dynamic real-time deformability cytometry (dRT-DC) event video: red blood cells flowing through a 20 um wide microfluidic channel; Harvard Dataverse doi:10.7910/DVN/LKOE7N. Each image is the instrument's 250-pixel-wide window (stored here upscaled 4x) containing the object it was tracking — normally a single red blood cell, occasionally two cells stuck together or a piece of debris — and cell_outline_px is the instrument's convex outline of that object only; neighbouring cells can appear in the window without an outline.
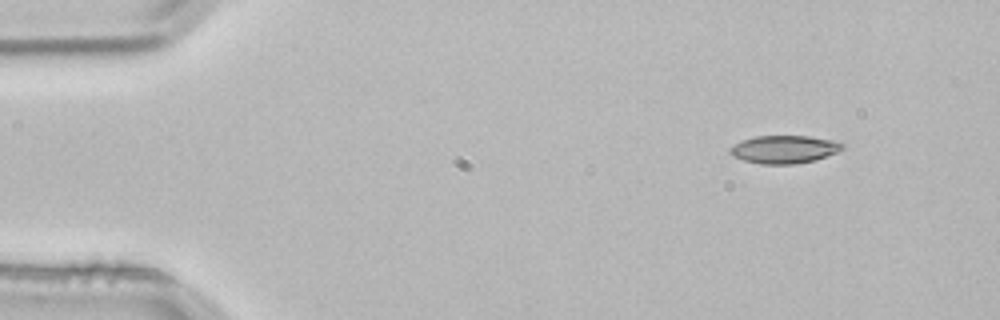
{"species": "common noctule bat (a hibernating species)", "species_latin": "Nyctalus noctula", "temperature_condition": "room temperature", "stored_images_in_passage": 4, "segment_of_instrument_passage": [1, 2], "camera_frame_rate_fps": 3000, "um_per_image_px": 0.085, "animal": {"sex": "male", "body_mass_g": 21.5, "forearm_length_mm": 52.0}, "frame": {"image": 1, "passage_image": 1, "time_ms": 0.0, "image_size_px": [1000, 320], "cell_outline_px": [[844, 148], [836, 152], [816, 160], [792, 164], [760, 164], [744, 160], [732, 156], [728, 152], [728, 148], [740, 140], [756, 136], [808, 136], [832, 140], [844, 144]], "centroid_in_image_um": [66.61, 12.69], "position_along_channel_um": 18.4, "area_um2": 18.32}}
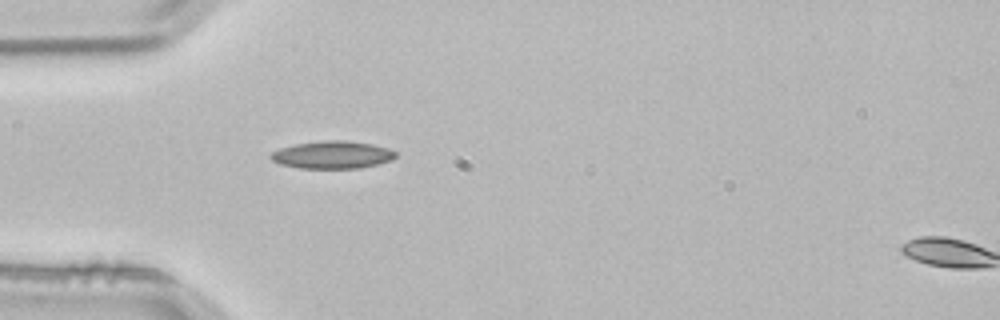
{"frame": {"image": 2, "passage_image": 3, "time_ms": 0.667, "image_size_px": [1000, 320], "cell_outline_px": [[396, 156], [392, 160], [360, 168], [300, 168], [280, 164], [272, 160], [268, 156], [272, 152], [280, 148], [296, 144], [324, 140], [344, 140], [372, 144], [388, 148], [396, 152]], "centroid_in_image_um": [28.24, 13.16], "position_along_channel_um": 56.8, "area_um2": 20.0}}